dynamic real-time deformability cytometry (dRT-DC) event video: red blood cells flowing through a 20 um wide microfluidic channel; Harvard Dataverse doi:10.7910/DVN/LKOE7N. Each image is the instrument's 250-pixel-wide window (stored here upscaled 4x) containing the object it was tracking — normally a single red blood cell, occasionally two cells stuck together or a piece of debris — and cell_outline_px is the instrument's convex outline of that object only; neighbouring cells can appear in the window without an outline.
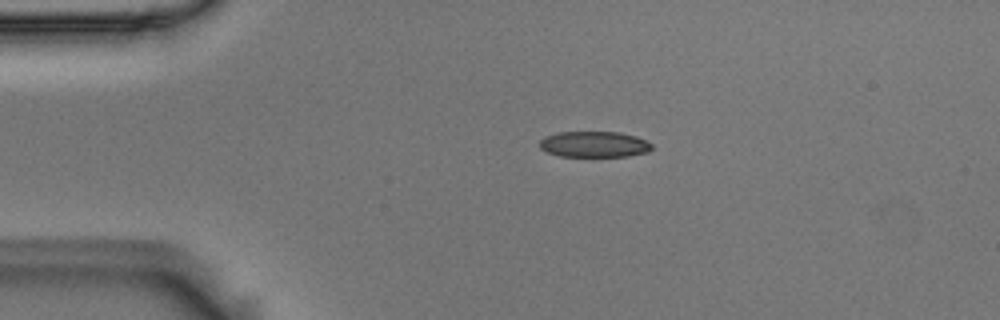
{"species": "Egyptian fruit bat (a non-hibernating species)", "species_latin": "Rousettus aegyptiacus", "temperature_condition": "room temperature", "stored_images_in_passage": 44, "camera_frame_rate_fps": 3000, "um_per_image_px": 0.085, "animal": {"sex": "male"}, "frame": {"image": 1, "passage_image": 1, "time_ms": 0.0, "image_size_px": [1000, 320], "cell_outline_px": [[652, 148], [648, 152], [628, 156], [560, 156], [548, 152], [540, 148], [540, 140], [544, 136], [560, 132], [620, 132], [636, 136], [652, 144]], "centroid_in_image_um": [50.51, 12.26], "position_along_channel_um": 34.5, "area_um2": 16.88}}
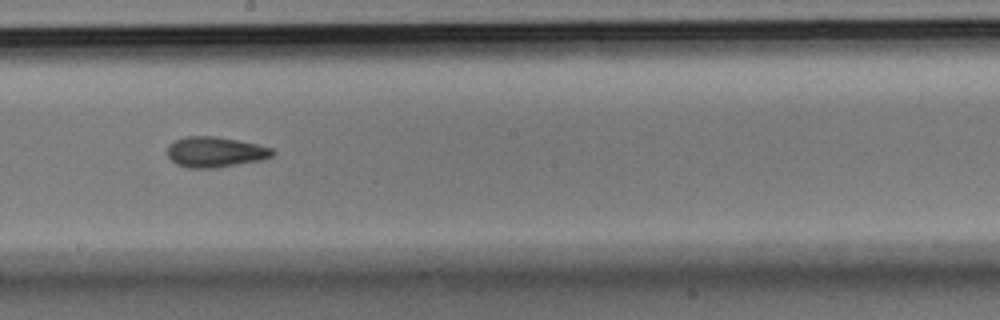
{"frame": {"image": 2, "passage_image": 20, "time_ms": 6.333, "image_size_px": [1000, 320], "cell_outline_px": [[276, 152], [272, 156], [264, 160], [216, 168], [188, 168], [176, 164], [168, 156], [168, 144], [172, 140], [184, 136], [216, 136], [256, 144], [272, 148]], "centroid_in_image_um": [18.28, 12.92], "position_along_channel_um": 229.9, "area_um2": 18.9}}
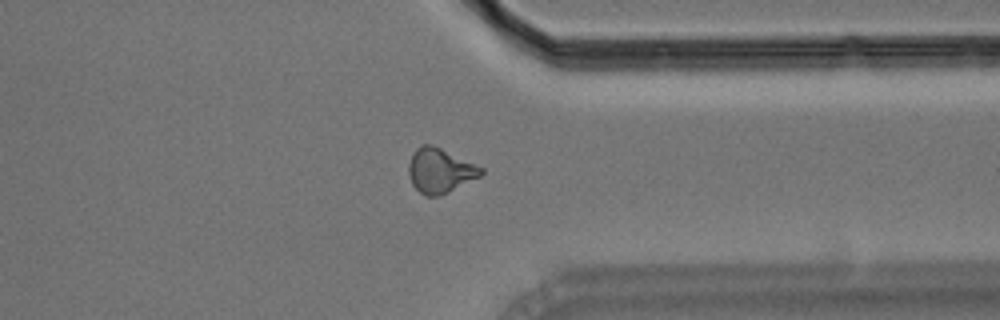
{"frame": {"image": 3, "passage_image": 32, "time_ms": 10.333, "image_size_px": [1000, 320], "cell_outline_px": [[484, 172], [480, 176], [440, 196], [424, 196], [412, 184], [408, 172], [408, 164], [412, 152], [420, 144], [432, 144], [484, 168]], "centroid_in_image_um": [37.37, 14.49], "position_along_channel_um": 374.0, "area_um2": 18.84}, "authors_computed_cell_mechanics": {"area_um2": 18.1492, "velocity_mm_per_s": 3.6783, "shape_relaxation_time_tau1_ms": 6.8534, "shape_relaxation_time_tau2_ms": 3.0612, "deformation_change_tau1": 0.1503, "deformation_change_tau2": 0.0924}}